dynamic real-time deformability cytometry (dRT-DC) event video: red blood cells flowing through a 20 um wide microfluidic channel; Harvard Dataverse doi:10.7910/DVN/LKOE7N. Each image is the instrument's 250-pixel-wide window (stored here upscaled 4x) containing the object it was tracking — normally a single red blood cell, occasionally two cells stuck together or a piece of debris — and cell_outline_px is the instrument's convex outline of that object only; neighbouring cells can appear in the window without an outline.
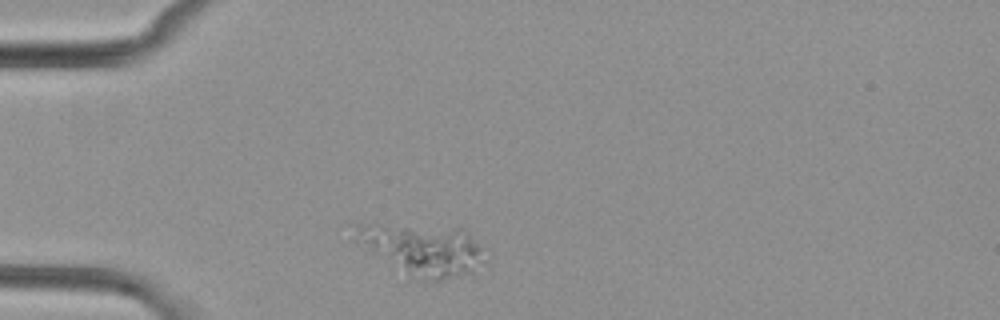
{"species": "common noctule bat (a hibernating species)", "species_latin": "Nyctalus noctula", "temperature_condition": "cold", "stored_images_in_passage": 3, "camera_frame_rate_fps": 3000, "um_per_image_px": 0.085, "animal": {"sex": "female", "body_mass_g": 29.2, "forearm_length_mm": 56.3}, "frame": {"image": 1, "passage_image": 1, "time_ms": 0.0, "image_size_px": [1000, 320], "cell_outline_px": [[488, 264], [472, 276], [440, 280], [428, 280], [408, 272], [372, 252], [352, 240], [340, 224], [380, 224], [460, 228], [468, 232], [484, 248], [488, 260]], "centroid_in_image_um": [35.94, 21.16], "position_along_channel_um": 49.1, "area_um2": 39.71}}
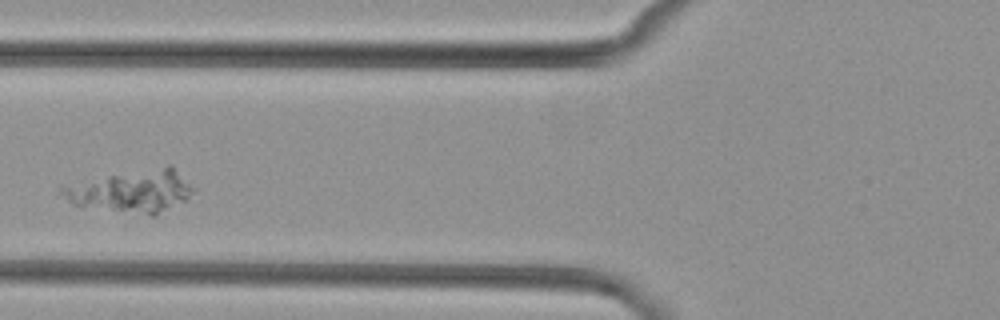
{"frame": {"image": 2, "passage_image": 3, "time_ms": 2.333, "image_size_px": [1000, 320], "cell_outline_px": [[196, 188], [184, 200], [156, 216], [152, 216], [72, 204], [56, 196], [60, 184], [168, 164], [172, 164]], "centroid_in_image_um": [11.13, 16.22], "position_along_channel_um": 114.7, "area_um2": 33.12}}